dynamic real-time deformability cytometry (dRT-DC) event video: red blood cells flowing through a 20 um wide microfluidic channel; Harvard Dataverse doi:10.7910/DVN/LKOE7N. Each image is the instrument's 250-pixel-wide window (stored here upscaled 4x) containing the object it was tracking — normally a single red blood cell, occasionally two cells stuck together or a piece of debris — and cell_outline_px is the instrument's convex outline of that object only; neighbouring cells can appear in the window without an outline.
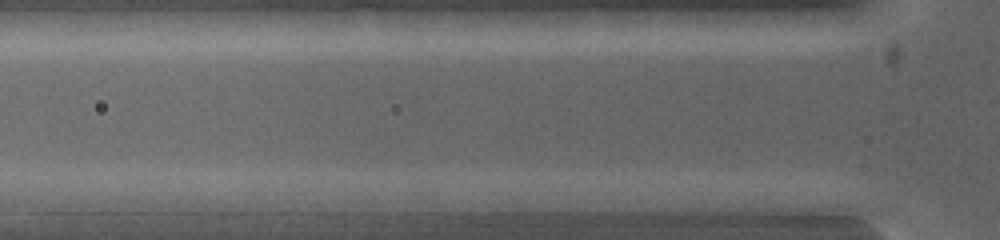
{"species": "common noctule bat (a hibernating species)", "species_latin": "Nyctalus noctula", "temperature_condition": "warm", "stored_images_in_passage": 5, "segment_of_instrument_passage": [1, 2], "camera_frame_rate_fps": 5000, "um_per_image_px": 0.085, "animal": {"sex": "female", "body_mass_g": 19.0, "forearm_length_mm": 53.3}, "frame": {"image": 1, "passage_image": 3, "time_ms": 0.8, "image_size_px": [1000, 240], "cell_outline_px": [[384, 200], [380, 212], [284, 212], [284, 204], [296, 192], [360, 192], [376, 196]], "centroid_in_image_um": [28.33, 17.21], "position_along_channel_um": 97.5, "area_um2": 13.18}}